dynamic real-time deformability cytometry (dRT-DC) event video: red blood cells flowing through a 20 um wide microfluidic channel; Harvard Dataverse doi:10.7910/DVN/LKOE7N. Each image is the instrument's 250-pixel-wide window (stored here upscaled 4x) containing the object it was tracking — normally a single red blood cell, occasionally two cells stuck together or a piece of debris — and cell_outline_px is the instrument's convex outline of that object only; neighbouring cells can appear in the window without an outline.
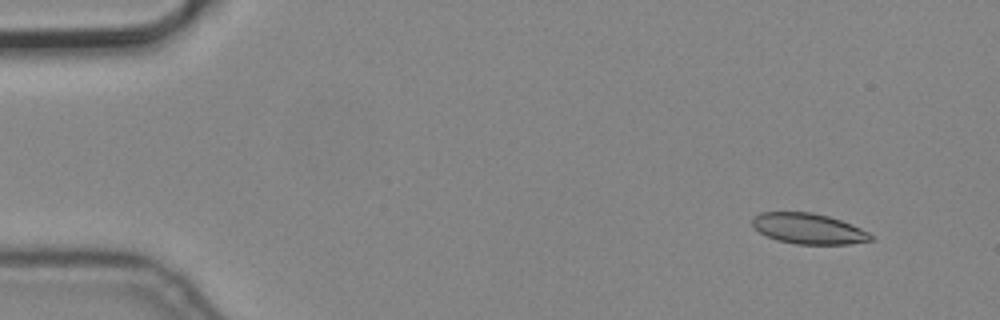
{"species": "common noctule bat (a hibernating species)", "species_latin": "Nyctalus noctula", "temperature_condition": "cold", "stored_images_in_passage": 6, "camera_frame_rate_fps": 3000, "um_per_image_px": 0.085, "animal": {"sex": "male", "body_mass_g": 19.2, "forearm_length_mm": 51.8}, "frame": {"image": 1, "passage_image": 1, "time_ms": 0.0, "image_size_px": [1000, 320], "cell_outline_px": [[872, 240], [848, 244], [796, 244], [776, 240], [760, 232], [752, 224], [752, 216], [760, 212], [812, 212], [828, 216], [852, 224], [868, 232], [872, 236]], "centroid_in_image_um": [68.7, 19.43], "position_along_channel_um": 16.3, "area_um2": 21.04}}
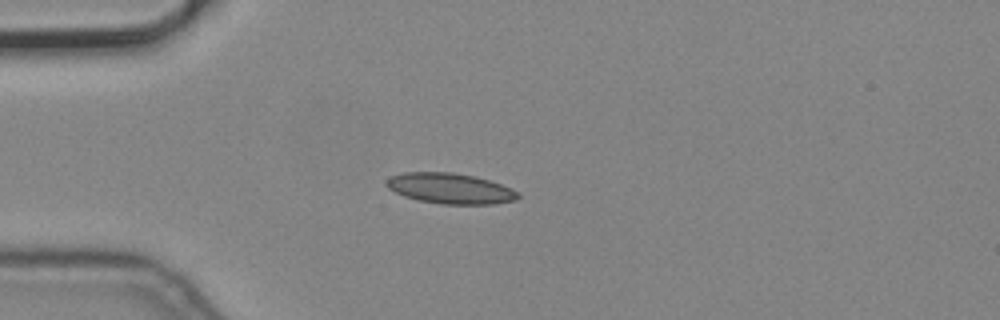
{"frame": {"image": 2, "passage_image": 4, "time_ms": 1.0, "image_size_px": [1000, 320], "cell_outline_px": [[520, 196], [516, 200], [492, 204], [444, 204], [416, 200], [404, 196], [388, 188], [384, 184], [384, 180], [388, 176], [404, 172], [452, 172], [476, 176], [512, 188], [520, 192]], "centroid_in_image_um": [38.24, 16.01], "position_along_channel_um": 46.8, "area_um2": 23.7}}
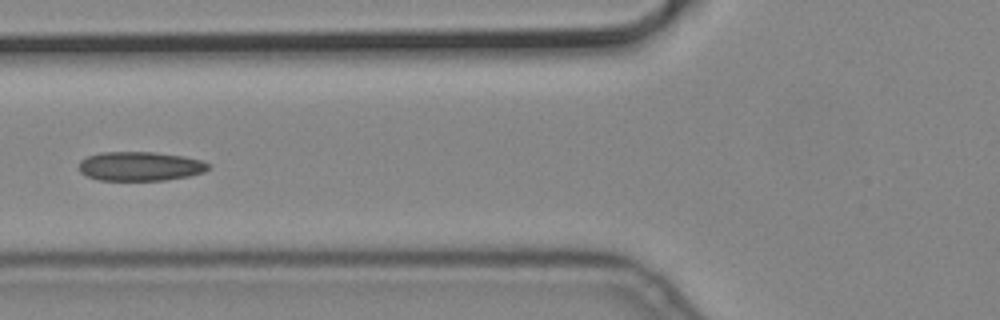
{"frame": {"image": 3, "passage_image": 6, "time_ms": 1.667, "image_size_px": [1000, 320], "cell_outline_px": [[208, 168], [204, 172], [188, 176], [164, 180], [100, 180], [88, 176], [80, 172], [80, 160], [88, 156], [100, 152], [156, 152], [184, 156], [200, 160], [208, 164]], "centroid_in_image_um": [11.9, 14.12], "position_along_channel_um": 113.9, "area_um2": 21.85}}